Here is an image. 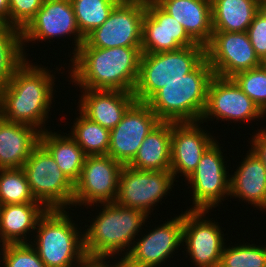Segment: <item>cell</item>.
Returning a JSON list of instances; mask_svg holds the SVG:
<instances>
[{"label":"cell","mask_w":266,"mask_h":267,"mask_svg":"<svg viewBox=\"0 0 266 267\" xmlns=\"http://www.w3.org/2000/svg\"><path fill=\"white\" fill-rule=\"evenodd\" d=\"M141 47H90L85 41L74 56L68 75L81 89L133 93L139 77ZM75 83V84H73Z\"/></svg>","instance_id":"cell-1"},{"label":"cell","mask_w":266,"mask_h":267,"mask_svg":"<svg viewBox=\"0 0 266 267\" xmlns=\"http://www.w3.org/2000/svg\"><path fill=\"white\" fill-rule=\"evenodd\" d=\"M29 60L0 88V116L7 122L34 126L43 132L48 130L46 121L55 99L56 73Z\"/></svg>","instance_id":"cell-2"},{"label":"cell","mask_w":266,"mask_h":267,"mask_svg":"<svg viewBox=\"0 0 266 267\" xmlns=\"http://www.w3.org/2000/svg\"><path fill=\"white\" fill-rule=\"evenodd\" d=\"M99 214L83 229L84 249L87 257L121 259L129 253L139 232H143L150 217L145 212L118 205L115 202L99 203ZM137 236V237H136ZM126 251V252H125ZM123 252V253H122ZM116 256V257H115ZM114 257V258H113Z\"/></svg>","instance_id":"cell-3"},{"label":"cell","mask_w":266,"mask_h":267,"mask_svg":"<svg viewBox=\"0 0 266 267\" xmlns=\"http://www.w3.org/2000/svg\"><path fill=\"white\" fill-rule=\"evenodd\" d=\"M213 76L212 67L205 57L184 78L166 84L147 104L163 122H199Z\"/></svg>","instance_id":"cell-4"},{"label":"cell","mask_w":266,"mask_h":267,"mask_svg":"<svg viewBox=\"0 0 266 267\" xmlns=\"http://www.w3.org/2000/svg\"><path fill=\"white\" fill-rule=\"evenodd\" d=\"M66 209L47 210L38 220L31 245L46 267H77L87 256L84 233Z\"/></svg>","instance_id":"cell-5"},{"label":"cell","mask_w":266,"mask_h":267,"mask_svg":"<svg viewBox=\"0 0 266 267\" xmlns=\"http://www.w3.org/2000/svg\"><path fill=\"white\" fill-rule=\"evenodd\" d=\"M205 57V46L198 43L176 51L142 53L133 92L136 101L147 103L166 84L184 78Z\"/></svg>","instance_id":"cell-6"},{"label":"cell","mask_w":266,"mask_h":267,"mask_svg":"<svg viewBox=\"0 0 266 267\" xmlns=\"http://www.w3.org/2000/svg\"><path fill=\"white\" fill-rule=\"evenodd\" d=\"M22 168L36 201L47 210L71 209L74 184L64 175L41 143L34 148Z\"/></svg>","instance_id":"cell-7"},{"label":"cell","mask_w":266,"mask_h":267,"mask_svg":"<svg viewBox=\"0 0 266 267\" xmlns=\"http://www.w3.org/2000/svg\"><path fill=\"white\" fill-rule=\"evenodd\" d=\"M217 139L202 154L199 164L186 179L192 188V205L186 210H206L219 206L230 195V174ZM226 163V164H225ZM228 174V175H227Z\"/></svg>","instance_id":"cell-8"},{"label":"cell","mask_w":266,"mask_h":267,"mask_svg":"<svg viewBox=\"0 0 266 267\" xmlns=\"http://www.w3.org/2000/svg\"><path fill=\"white\" fill-rule=\"evenodd\" d=\"M175 181L179 182L170 171H147L123 166L115 203L151 215L153 207L170 194Z\"/></svg>","instance_id":"cell-9"},{"label":"cell","mask_w":266,"mask_h":267,"mask_svg":"<svg viewBox=\"0 0 266 267\" xmlns=\"http://www.w3.org/2000/svg\"><path fill=\"white\" fill-rule=\"evenodd\" d=\"M146 0H121L108 19L85 37L90 47H141Z\"/></svg>","instance_id":"cell-10"},{"label":"cell","mask_w":266,"mask_h":267,"mask_svg":"<svg viewBox=\"0 0 266 267\" xmlns=\"http://www.w3.org/2000/svg\"><path fill=\"white\" fill-rule=\"evenodd\" d=\"M211 211L186 210L183 212L182 247L195 267H219L225 247L224 232L218 222L206 217ZM207 218V219H206ZM212 220V221H211ZM187 249V250H186Z\"/></svg>","instance_id":"cell-11"},{"label":"cell","mask_w":266,"mask_h":267,"mask_svg":"<svg viewBox=\"0 0 266 267\" xmlns=\"http://www.w3.org/2000/svg\"><path fill=\"white\" fill-rule=\"evenodd\" d=\"M146 232L144 235L140 233L139 238L135 239L137 242L134 241L124 257L126 267H160L170 261L169 258L175 256L174 252L182 249L183 211L179 216H171L169 221L165 220V223Z\"/></svg>","instance_id":"cell-12"},{"label":"cell","mask_w":266,"mask_h":267,"mask_svg":"<svg viewBox=\"0 0 266 267\" xmlns=\"http://www.w3.org/2000/svg\"><path fill=\"white\" fill-rule=\"evenodd\" d=\"M123 165L108 155L87 156L74 184L73 207L115 202Z\"/></svg>","instance_id":"cell-13"},{"label":"cell","mask_w":266,"mask_h":267,"mask_svg":"<svg viewBox=\"0 0 266 267\" xmlns=\"http://www.w3.org/2000/svg\"><path fill=\"white\" fill-rule=\"evenodd\" d=\"M264 115L232 78L212 77L207 90L206 107L200 119L202 124L211 119H216L215 122L242 121L246 124L260 118L263 120Z\"/></svg>","instance_id":"cell-14"},{"label":"cell","mask_w":266,"mask_h":267,"mask_svg":"<svg viewBox=\"0 0 266 267\" xmlns=\"http://www.w3.org/2000/svg\"><path fill=\"white\" fill-rule=\"evenodd\" d=\"M23 49L25 56L28 54L25 51L26 43L36 41L43 42L60 39V37H70L72 35V43L74 52L73 56L78 51L81 44L85 41V37L80 33L76 17L74 14L73 5L70 0H44L42 7L37 11L35 17L21 31ZM67 35V36H66ZM74 39V40H73ZM27 54V55H26Z\"/></svg>","instance_id":"cell-15"},{"label":"cell","mask_w":266,"mask_h":267,"mask_svg":"<svg viewBox=\"0 0 266 267\" xmlns=\"http://www.w3.org/2000/svg\"><path fill=\"white\" fill-rule=\"evenodd\" d=\"M205 56L214 75L223 78L261 66L247 32L213 31Z\"/></svg>","instance_id":"cell-16"},{"label":"cell","mask_w":266,"mask_h":267,"mask_svg":"<svg viewBox=\"0 0 266 267\" xmlns=\"http://www.w3.org/2000/svg\"><path fill=\"white\" fill-rule=\"evenodd\" d=\"M161 120L147 103L135 101L122 117L121 122L110 130L108 156L121 165H129L144 138L153 131Z\"/></svg>","instance_id":"cell-17"},{"label":"cell","mask_w":266,"mask_h":267,"mask_svg":"<svg viewBox=\"0 0 266 267\" xmlns=\"http://www.w3.org/2000/svg\"><path fill=\"white\" fill-rule=\"evenodd\" d=\"M196 44L181 23L154 0H146V12L142 23V53L176 51Z\"/></svg>","instance_id":"cell-18"},{"label":"cell","mask_w":266,"mask_h":267,"mask_svg":"<svg viewBox=\"0 0 266 267\" xmlns=\"http://www.w3.org/2000/svg\"><path fill=\"white\" fill-rule=\"evenodd\" d=\"M201 124L200 121L172 122L170 172L175 180L179 175L186 180L196 169L202 154L216 140Z\"/></svg>","instance_id":"cell-19"},{"label":"cell","mask_w":266,"mask_h":267,"mask_svg":"<svg viewBox=\"0 0 266 267\" xmlns=\"http://www.w3.org/2000/svg\"><path fill=\"white\" fill-rule=\"evenodd\" d=\"M81 92L77 108L90 120L109 130L121 122L136 101L134 94L126 91L82 89Z\"/></svg>","instance_id":"cell-20"},{"label":"cell","mask_w":266,"mask_h":267,"mask_svg":"<svg viewBox=\"0 0 266 267\" xmlns=\"http://www.w3.org/2000/svg\"><path fill=\"white\" fill-rule=\"evenodd\" d=\"M235 170L230 175V198H239L265 212L266 168L263 163L249 149Z\"/></svg>","instance_id":"cell-21"},{"label":"cell","mask_w":266,"mask_h":267,"mask_svg":"<svg viewBox=\"0 0 266 267\" xmlns=\"http://www.w3.org/2000/svg\"><path fill=\"white\" fill-rule=\"evenodd\" d=\"M164 11L181 23L187 34L206 46L213 33L211 0H154Z\"/></svg>","instance_id":"cell-22"},{"label":"cell","mask_w":266,"mask_h":267,"mask_svg":"<svg viewBox=\"0 0 266 267\" xmlns=\"http://www.w3.org/2000/svg\"><path fill=\"white\" fill-rule=\"evenodd\" d=\"M34 126L7 122L0 116V169L22 168L40 143Z\"/></svg>","instance_id":"cell-23"},{"label":"cell","mask_w":266,"mask_h":267,"mask_svg":"<svg viewBox=\"0 0 266 267\" xmlns=\"http://www.w3.org/2000/svg\"><path fill=\"white\" fill-rule=\"evenodd\" d=\"M46 211L41 203L1 205L0 245L31 243L30 234H34L39 218Z\"/></svg>","instance_id":"cell-24"},{"label":"cell","mask_w":266,"mask_h":267,"mask_svg":"<svg viewBox=\"0 0 266 267\" xmlns=\"http://www.w3.org/2000/svg\"><path fill=\"white\" fill-rule=\"evenodd\" d=\"M172 122L161 121L143 140L128 165L138 170L170 171Z\"/></svg>","instance_id":"cell-25"},{"label":"cell","mask_w":266,"mask_h":267,"mask_svg":"<svg viewBox=\"0 0 266 267\" xmlns=\"http://www.w3.org/2000/svg\"><path fill=\"white\" fill-rule=\"evenodd\" d=\"M63 134L48 129L40 133V143L48 150L64 175L75 184L80 178L87 155L70 135Z\"/></svg>","instance_id":"cell-26"},{"label":"cell","mask_w":266,"mask_h":267,"mask_svg":"<svg viewBox=\"0 0 266 267\" xmlns=\"http://www.w3.org/2000/svg\"><path fill=\"white\" fill-rule=\"evenodd\" d=\"M213 31L247 32L261 6L258 0H211Z\"/></svg>","instance_id":"cell-27"},{"label":"cell","mask_w":266,"mask_h":267,"mask_svg":"<svg viewBox=\"0 0 266 267\" xmlns=\"http://www.w3.org/2000/svg\"><path fill=\"white\" fill-rule=\"evenodd\" d=\"M27 59L21 30L0 23V88L10 82L12 76Z\"/></svg>","instance_id":"cell-28"},{"label":"cell","mask_w":266,"mask_h":267,"mask_svg":"<svg viewBox=\"0 0 266 267\" xmlns=\"http://www.w3.org/2000/svg\"><path fill=\"white\" fill-rule=\"evenodd\" d=\"M73 126L68 133L83 149L87 156L107 155L110 130L90 120L79 109Z\"/></svg>","instance_id":"cell-29"},{"label":"cell","mask_w":266,"mask_h":267,"mask_svg":"<svg viewBox=\"0 0 266 267\" xmlns=\"http://www.w3.org/2000/svg\"><path fill=\"white\" fill-rule=\"evenodd\" d=\"M80 33L86 37L101 26L121 0H70Z\"/></svg>","instance_id":"cell-30"},{"label":"cell","mask_w":266,"mask_h":267,"mask_svg":"<svg viewBox=\"0 0 266 267\" xmlns=\"http://www.w3.org/2000/svg\"><path fill=\"white\" fill-rule=\"evenodd\" d=\"M40 203L33 196L23 168L0 169V206Z\"/></svg>","instance_id":"cell-31"},{"label":"cell","mask_w":266,"mask_h":267,"mask_svg":"<svg viewBox=\"0 0 266 267\" xmlns=\"http://www.w3.org/2000/svg\"><path fill=\"white\" fill-rule=\"evenodd\" d=\"M234 245H225L219 267H266V245L248 242Z\"/></svg>","instance_id":"cell-32"},{"label":"cell","mask_w":266,"mask_h":267,"mask_svg":"<svg viewBox=\"0 0 266 267\" xmlns=\"http://www.w3.org/2000/svg\"><path fill=\"white\" fill-rule=\"evenodd\" d=\"M231 78L266 116V71L263 67L238 72Z\"/></svg>","instance_id":"cell-33"},{"label":"cell","mask_w":266,"mask_h":267,"mask_svg":"<svg viewBox=\"0 0 266 267\" xmlns=\"http://www.w3.org/2000/svg\"><path fill=\"white\" fill-rule=\"evenodd\" d=\"M0 247V264L3 267H46L30 243L5 244Z\"/></svg>","instance_id":"cell-34"},{"label":"cell","mask_w":266,"mask_h":267,"mask_svg":"<svg viewBox=\"0 0 266 267\" xmlns=\"http://www.w3.org/2000/svg\"><path fill=\"white\" fill-rule=\"evenodd\" d=\"M9 25L23 30L42 7L44 0H8Z\"/></svg>","instance_id":"cell-35"},{"label":"cell","mask_w":266,"mask_h":267,"mask_svg":"<svg viewBox=\"0 0 266 267\" xmlns=\"http://www.w3.org/2000/svg\"><path fill=\"white\" fill-rule=\"evenodd\" d=\"M247 34L256 55L260 60L266 57V8L256 13Z\"/></svg>","instance_id":"cell-36"},{"label":"cell","mask_w":266,"mask_h":267,"mask_svg":"<svg viewBox=\"0 0 266 267\" xmlns=\"http://www.w3.org/2000/svg\"><path fill=\"white\" fill-rule=\"evenodd\" d=\"M256 133L252 135L249 143L251 148H249L255 156L263 163L266 168V127L265 129L260 127L257 129Z\"/></svg>","instance_id":"cell-37"},{"label":"cell","mask_w":266,"mask_h":267,"mask_svg":"<svg viewBox=\"0 0 266 267\" xmlns=\"http://www.w3.org/2000/svg\"><path fill=\"white\" fill-rule=\"evenodd\" d=\"M118 259L114 260L113 263L110 258L108 260V258L86 257L77 267H126L123 259Z\"/></svg>","instance_id":"cell-38"},{"label":"cell","mask_w":266,"mask_h":267,"mask_svg":"<svg viewBox=\"0 0 266 267\" xmlns=\"http://www.w3.org/2000/svg\"><path fill=\"white\" fill-rule=\"evenodd\" d=\"M0 23L9 25V1L0 0Z\"/></svg>","instance_id":"cell-39"},{"label":"cell","mask_w":266,"mask_h":267,"mask_svg":"<svg viewBox=\"0 0 266 267\" xmlns=\"http://www.w3.org/2000/svg\"><path fill=\"white\" fill-rule=\"evenodd\" d=\"M261 66L266 71V57L261 60Z\"/></svg>","instance_id":"cell-40"},{"label":"cell","mask_w":266,"mask_h":267,"mask_svg":"<svg viewBox=\"0 0 266 267\" xmlns=\"http://www.w3.org/2000/svg\"><path fill=\"white\" fill-rule=\"evenodd\" d=\"M261 7L266 8V0H258Z\"/></svg>","instance_id":"cell-41"}]
</instances>
